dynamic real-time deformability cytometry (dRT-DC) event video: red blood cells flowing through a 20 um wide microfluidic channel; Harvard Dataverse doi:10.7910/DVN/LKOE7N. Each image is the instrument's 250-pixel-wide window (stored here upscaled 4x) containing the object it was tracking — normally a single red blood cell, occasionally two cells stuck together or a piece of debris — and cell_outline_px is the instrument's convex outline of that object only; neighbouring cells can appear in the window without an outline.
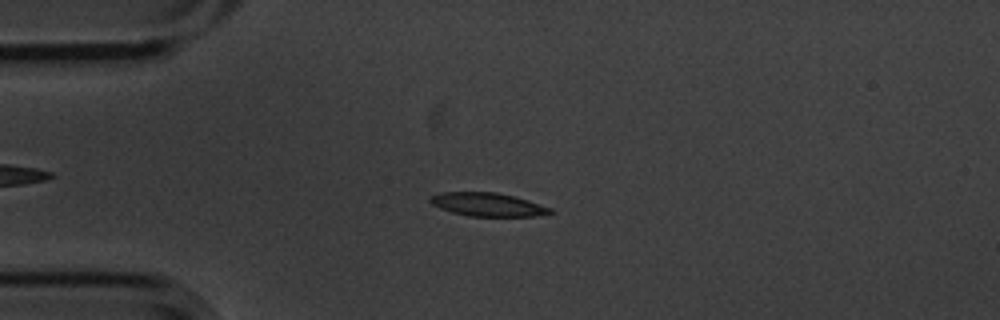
{"species": "common noctule bat (a hibernating species)", "species_latin": "Nyctalus noctula", "temperature_condition": "cold", "stored_images_in_passage": 6, "camera_frame_rate_fps": 3000, "um_per_image_px": 0.085, "animal": {"sex": "male", "body_mass_g": 20.1, "forearm_length_mm": 53.5}, "frame": {"image": 1, "passage_image": 3, "time_ms": 0.667, "image_size_px": [1000, 320], "cell_outline_px": [[552, 212], [536, 216], [468, 216], [452, 212], [440, 208], [432, 204], [428, 200], [432, 196], [440, 192], [496, 192], [528, 200], [552, 208]], "centroid_in_image_um": [41.43, 17.38], "position_along_channel_um": 43.6, "area_um2": 16.24}}
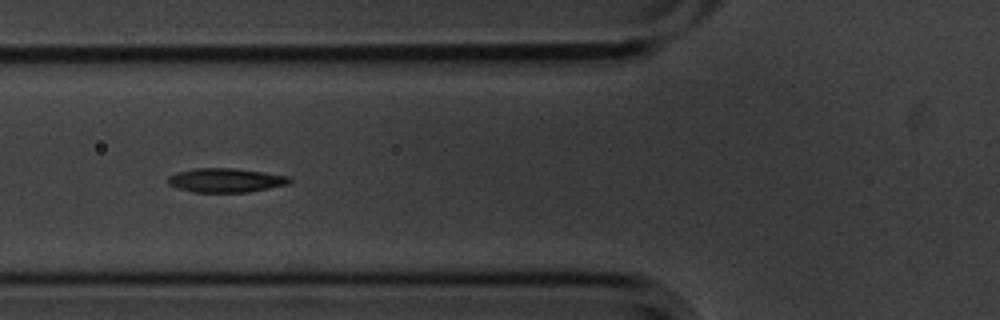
{"frame": {"image": 2, "passage_image": 5, "time_ms": 1.333, "image_size_px": [1000, 320], "cell_outline_px": [[292, 180], [288, 184], [248, 192], [192, 192], [168, 184], [168, 176], [176, 172], [192, 168], [236, 168], [264, 172], [288, 176]], "centroid_in_image_um": [19.17, 15.31], "position_along_channel_um": 106.6, "area_um2": 17.05}}
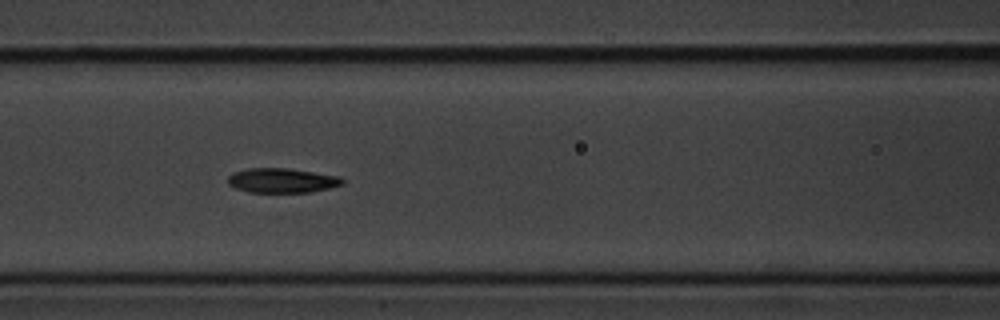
{"frame": {"image": 3, "passage_image": 6, "time_ms": 1.667, "image_size_px": [1000, 320], "cell_outline_px": [[344, 184], [328, 188], [308, 192], [248, 192], [236, 188], [228, 184], [228, 176], [232, 172], [248, 168], [288, 168], [340, 176], [344, 180]], "centroid_in_image_um": [23.95, 15.33], "position_along_channel_um": 142.6, "area_um2": 16.42}}